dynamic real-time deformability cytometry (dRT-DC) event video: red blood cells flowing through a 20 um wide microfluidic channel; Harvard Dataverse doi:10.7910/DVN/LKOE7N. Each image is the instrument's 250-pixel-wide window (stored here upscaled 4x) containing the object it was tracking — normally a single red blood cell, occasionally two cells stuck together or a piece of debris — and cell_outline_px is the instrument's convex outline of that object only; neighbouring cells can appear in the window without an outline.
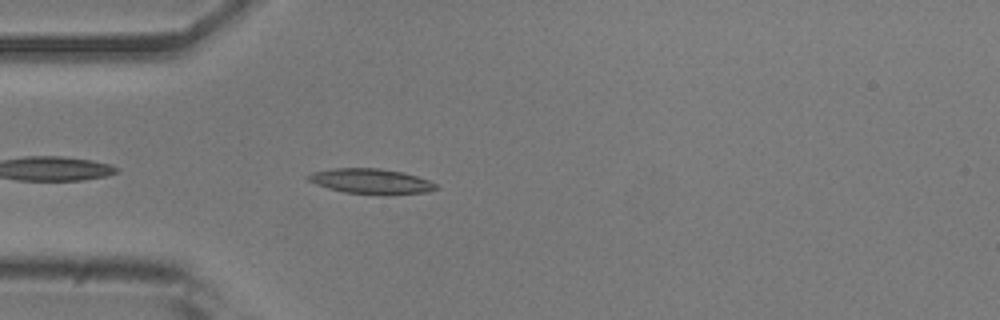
{"species": "common noctule bat (a hibernating species)", "species_latin": "Nyctalus noctula", "temperature_condition": "room temperature", "stored_images_in_passage": 33, "camera_frame_rate_fps": 3000, "um_per_image_px": 0.085, "animal": {"sex": "male", "body_mass_g": 20.5, "forearm_length_mm": 52.5}, "frame": {"image": 1, "passage_image": 3, "time_ms": 0.667, "image_size_px": [1000, 320], "cell_outline_px": [[440, 188], [428, 192], [388, 196], [344, 192], [328, 188], [316, 184], [308, 180], [304, 176], [312, 172], [332, 168], [380, 168], [400, 172], [416, 176], [428, 180], [436, 184]], "centroid_in_image_um": [31.54, 15.43], "position_along_channel_um": 53.5, "area_um2": 19.07}}
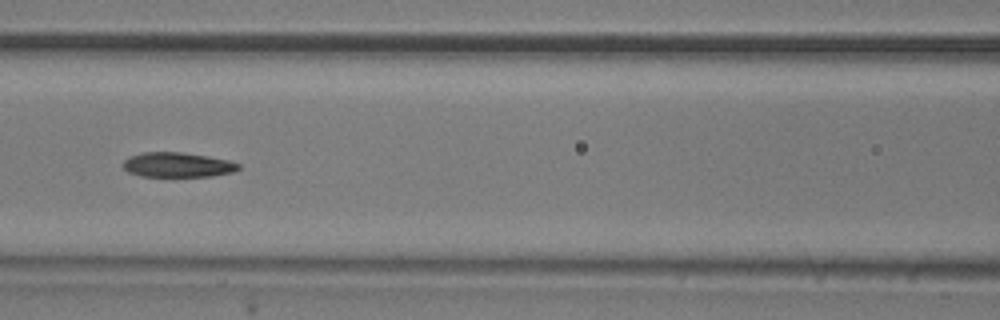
{"frame": {"image": 2, "passage_image": 11, "time_ms": 3.333, "image_size_px": [1000, 320], "cell_outline_px": [[240, 168], [232, 172], [212, 176], [140, 176], [128, 172], [120, 164], [128, 156], [144, 152], [180, 152], [208, 156], [228, 160], [240, 164]], "centroid_in_image_um": [15.05, 14.0], "position_along_channel_um": 151.6, "area_um2": 16.7}}
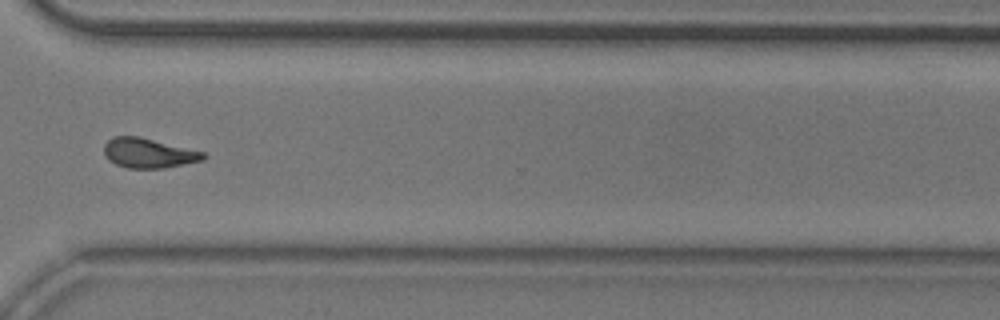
{"frame": {"image": 3, "passage_image": 27, "time_ms": 8.667, "image_size_px": [1000, 320], "cell_outline_px": [[208, 156], [204, 160], [164, 168], [128, 168], [116, 164], [108, 160], [104, 156], [104, 144], [112, 136], [140, 136], [204, 152]], "centroid_in_image_um": [12.61, 13.01], "position_along_channel_um": 358.0, "area_um2": 17.34}, "authors_computed_cell_mechanics": {"area_um2": 17.34, "velocity_mm_per_s": 3.8854, "shape_relaxation_time_tau1_ms": 4.0644, "shape_relaxation_time_tau2_ms": 5.9098, "deformation_change_tau1": 0.1645, "deformation_change_tau2": 0.1074}}